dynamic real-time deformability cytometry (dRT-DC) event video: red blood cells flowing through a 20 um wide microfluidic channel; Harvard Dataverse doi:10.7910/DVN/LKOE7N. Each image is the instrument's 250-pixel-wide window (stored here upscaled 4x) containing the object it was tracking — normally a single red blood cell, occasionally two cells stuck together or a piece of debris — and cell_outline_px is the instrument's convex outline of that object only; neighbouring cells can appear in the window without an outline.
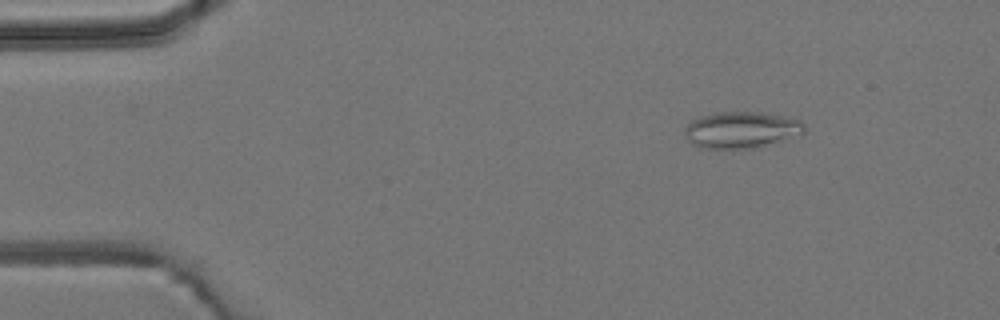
{"species": "common noctule bat (a hibernating species)", "species_latin": "Nyctalus noctula", "temperature_condition": "room temperature", "stored_images_in_passage": 4, "camera_frame_rate_fps": 3000, "um_per_image_px": 0.085, "animal": {"sex": "male", "body_mass_g": 19.2, "forearm_length_mm": 51.8}, "frame": {"image": 1, "passage_image": 2, "time_ms": 1.333, "image_size_px": [1000, 320], "cell_outline_px": [[804, 132], [756, 148], [700, 148], [692, 144], [684, 136], [684, 128], [692, 120], [700, 116], [720, 112], [760, 112], [784, 116], [800, 120], [804, 124]], "centroid_in_image_um": [62.95, 11.03], "position_along_channel_um": 22.0, "area_um2": 25.2}}